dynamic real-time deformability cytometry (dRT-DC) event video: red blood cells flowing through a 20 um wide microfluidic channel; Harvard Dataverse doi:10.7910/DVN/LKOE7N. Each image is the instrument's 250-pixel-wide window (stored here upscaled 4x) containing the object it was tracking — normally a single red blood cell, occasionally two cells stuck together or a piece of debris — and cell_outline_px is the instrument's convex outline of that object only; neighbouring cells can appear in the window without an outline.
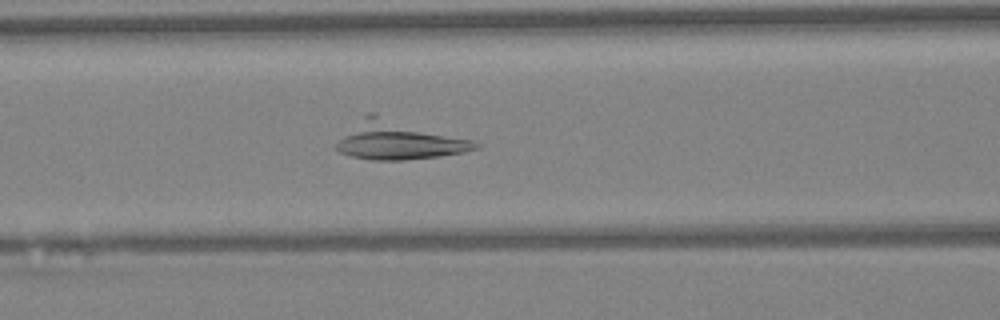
{"species": "Egyptian fruit bat (a non-hibernating species)", "species_latin": "Rousettus aegyptiacus", "temperature_condition": "warm", "stored_images_in_passage": 48, "camera_frame_rate_fps": 3000, "um_per_image_px": 0.085, "animal": {"sex": "female"}, "frame": {"image": 1, "passage_image": 20, "time_ms": 6.333, "image_size_px": [1000, 320], "cell_outline_px": [[480, 148], [464, 152], [440, 156], [404, 160], [372, 160], [352, 156], [340, 152], [336, 148], [336, 144], [368, 112], [372, 112], [472, 140], [480, 144]], "centroid_in_image_um": [33.94, 11.94], "position_along_channel_um": 132.7, "area_um2": 30.58}}
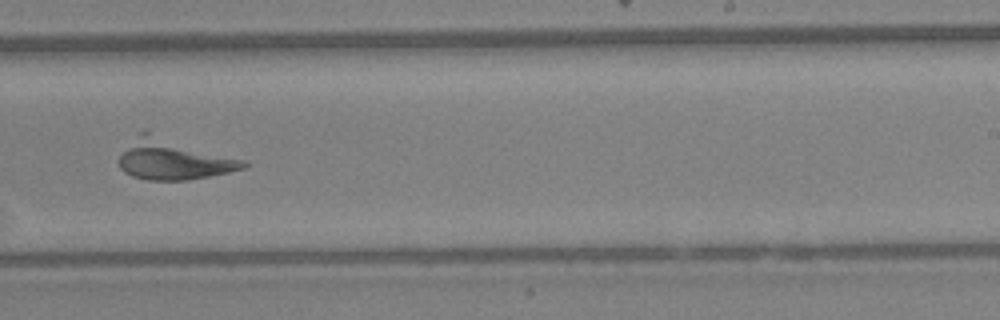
{"frame": {"image": 2, "passage_image": 30, "time_ms": 9.667, "image_size_px": [1000, 320], "cell_outline_px": [[248, 164], [244, 168], [228, 172], [188, 180], [148, 180], [132, 176], [124, 172], [120, 168], [120, 156], [140, 132], [144, 128], [248, 160]], "centroid_in_image_um": [14.81, 13.5], "position_along_channel_um": 274.2, "area_um2": 30.11}}
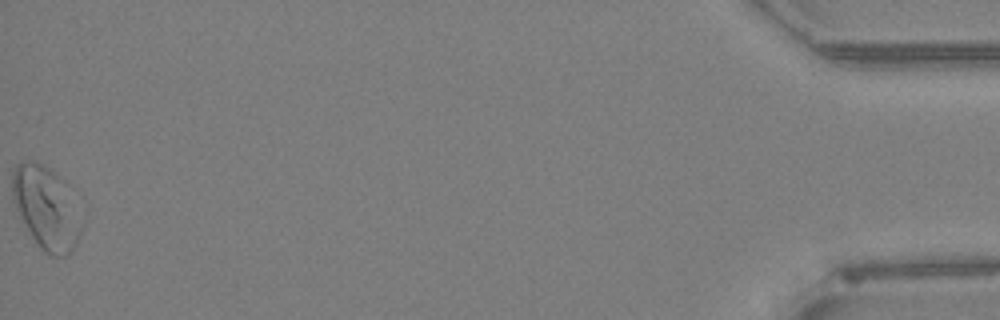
{"frame": {"image": 3, "passage_image": 48, "time_ms": 15.667, "image_size_px": [1000, 320], "cell_outline_px": [[80, 232], [72, 248], [64, 256], [48, 256], [40, 248], [32, 236], [20, 216], [12, 200], [12, 172], [16, 164], [24, 160], [28, 160], [40, 164], [48, 168], [60, 176], [64, 180], [80, 228]], "centroid_in_image_um": [3.83, 17.64], "position_along_channel_um": 431.4, "area_um2": 32.08}}